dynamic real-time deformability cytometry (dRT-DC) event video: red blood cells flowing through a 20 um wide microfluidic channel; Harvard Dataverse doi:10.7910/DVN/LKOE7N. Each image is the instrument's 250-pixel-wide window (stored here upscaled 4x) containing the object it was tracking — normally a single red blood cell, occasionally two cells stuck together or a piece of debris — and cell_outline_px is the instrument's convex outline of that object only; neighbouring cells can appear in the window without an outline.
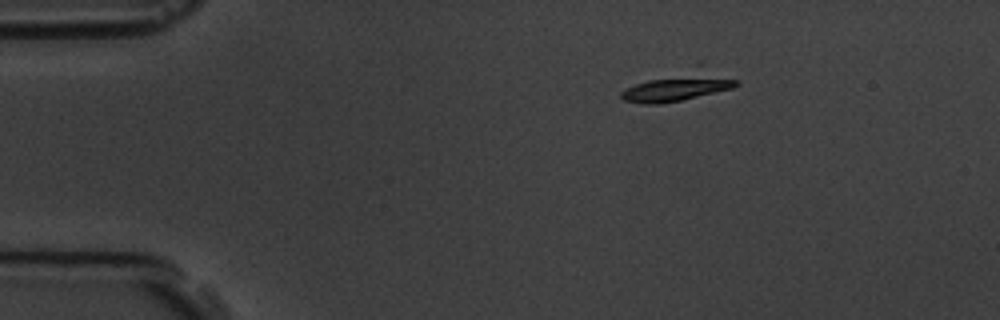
{"species": "common noctule bat (a hibernating species)", "species_latin": "Nyctalus noctula", "temperature_condition": "room temperature", "stored_images_in_passage": 3, "camera_frame_rate_fps": 3000, "um_per_image_px": 0.085, "animal": {"sex": "male", "body_mass_g": 19.5, "forearm_length_mm": 54.6}, "frame": {"image": 1, "passage_image": 1, "time_ms": 0.0, "image_size_px": [1000, 320], "cell_outline_px": [[740, 84], [732, 88], [680, 100], [660, 104], [644, 104], [624, 100], [620, 96], [620, 92], [624, 88], [700, 60], [740, 80]], "centroid_in_image_um": [57.81, 7.2], "position_along_channel_um": 27.2, "area_um2": 21.15}}